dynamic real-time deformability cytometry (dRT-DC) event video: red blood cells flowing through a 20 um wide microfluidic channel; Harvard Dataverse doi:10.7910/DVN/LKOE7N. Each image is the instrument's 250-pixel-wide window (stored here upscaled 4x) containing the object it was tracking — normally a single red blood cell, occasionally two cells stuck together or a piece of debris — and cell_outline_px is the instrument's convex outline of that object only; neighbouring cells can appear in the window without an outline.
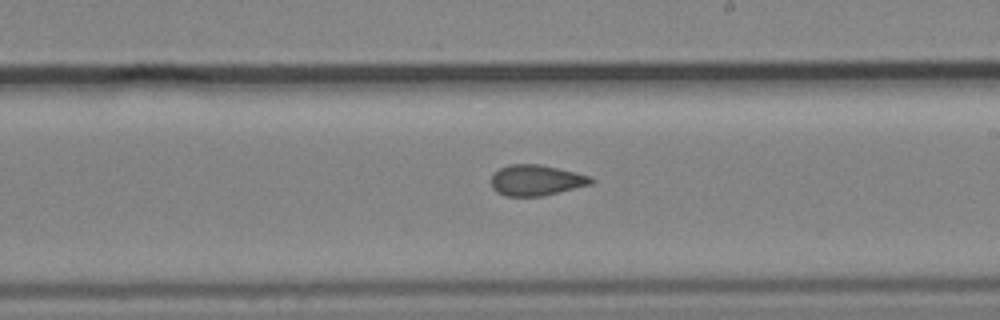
{"species": "common noctule bat (a hibernating species)", "species_latin": "Nyctalus noctula", "temperature_condition": "cold", "stored_images_in_passage": 10, "camera_frame_rate_fps": 3000, "um_per_image_px": 0.085, "animal": {"sex": "male", "body_mass_g": 19.2, "forearm_length_mm": 51.8}, "frame": {"image": 1, "passage_image": 9, "time_ms": 2.667, "image_size_px": [1000, 320], "cell_outline_px": [[596, 180], [592, 184], [544, 196], [504, 196], [496, 192], [492, 188], [492, 172], [508, 164], [540, 164], [576, 172], [592, 176]], "centroid_in_image_um": [45.59, 15.32], "position_along_channel_um": 243.4, "area_um2": 18.21}}
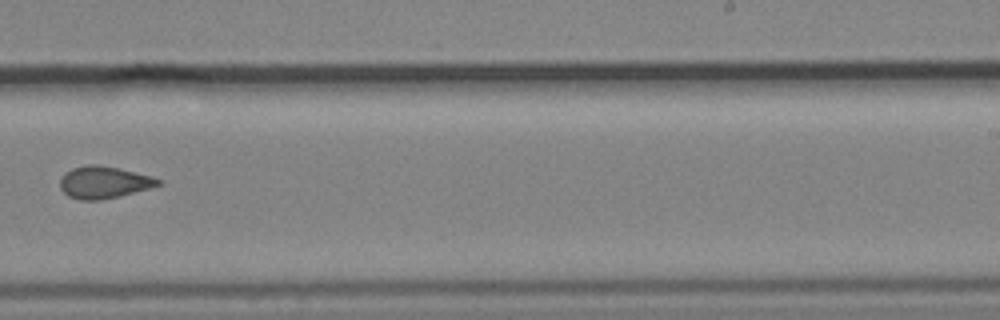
{"frame": {"image": 2, "passage_image": 10, "time_ms": 3.0, "image_size_px": [1000, 320], "cell_outline_px": [[164, 184], [120, 196], [100, 200], [80, 200], [68, 196], [60, 188], [60, 176], [64, 172], [72, 168], [88, 164], [96, 164], [116, 168], [152, 176], [160, 180]], "centroid_in_image_um": [8.8, 15.5], "position_along_channel_um": 280.2, "area_um2": 18.38}}